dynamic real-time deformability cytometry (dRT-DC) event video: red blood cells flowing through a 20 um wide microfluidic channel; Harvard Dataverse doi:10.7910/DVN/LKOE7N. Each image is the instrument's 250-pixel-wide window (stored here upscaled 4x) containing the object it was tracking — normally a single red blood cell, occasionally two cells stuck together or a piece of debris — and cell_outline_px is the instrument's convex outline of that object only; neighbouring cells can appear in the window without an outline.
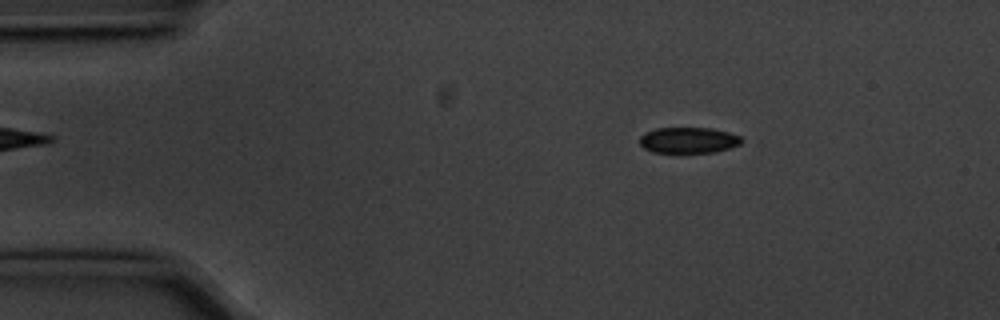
{"species": "common noctule bat (a hibernating species)", "species_latin": "Nyctalus noctula", "temperature_condition": "cold", "stored_images_in_passage": 49, "camera_frame_rate_fps": 3000, "um_per_image_px": 0.085, "animal": {"sex": "male", "body_mass_g": 20.1, "forearm_length_mm": 53.5}, "frame": {"image": 1, "passage_image": 2, "time_ms": 0.333, "image_size_px": [1000, 320], "cell_outline_px": [[744, 140], [740, 144], [728, 148], [712, 152], [652, 152], [644, 148], [640, 144], [640, 136], [644, 132], [656, 128], [712, 128], [728, 132], [740, 136]], "centroid_in_image_um": [58.5, 11.9], "position_along_channel_um": 26.5, "area_um2": 15.32}}
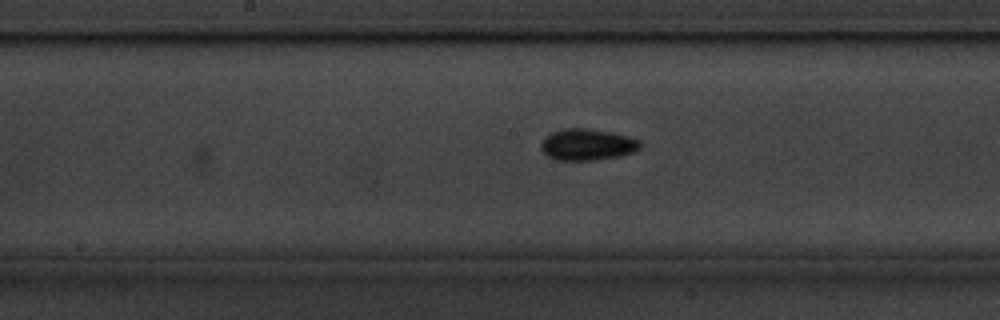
{"frame": {"image": 2, "passage_image": 21, "time_ms": 6.667, "image_size_px": [1000, 320], "cell_outline_px": [[640, 148], [636, 152], [620, 156], [592, 160], [560, 160], [548, 156], [540, 148], [540, 144], [544, 136], [552, 132], [564, 128], [588, 128], [612, 132], [628, 136], [640, 140]], "centroid_in_image_um": [49.92, 12.28], "position_along_channel_um": 198.3, "area_um2": 18.32}}
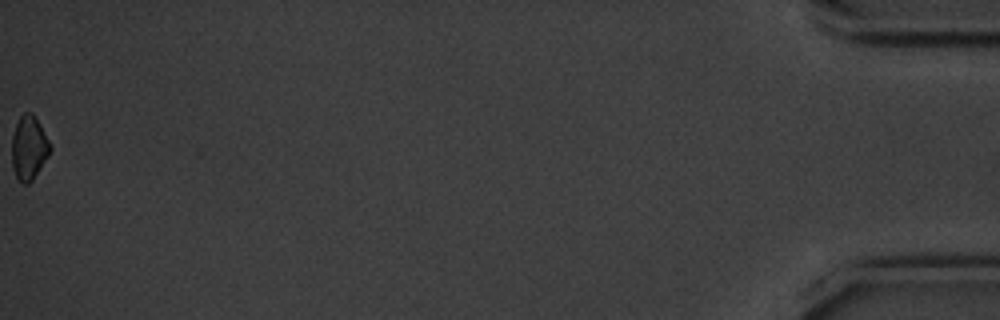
{"frame": {"image": 3, "passage_image": 49, "time_ms": 16.0, "image_size_px": [1000, 320], "cell_outline_px": [[52, 148], [48, 156], [32, 180], [28, 184], [24, 184], [16, 176], [12, 168], [12, 136], [16, 124], [20, 116], [24, 112], [32, 112], [48, 140]], "centroid_in_image_um": [2.44, 12.56], "position_along_channel_um": 432.8, "area_um2": 14.05}}